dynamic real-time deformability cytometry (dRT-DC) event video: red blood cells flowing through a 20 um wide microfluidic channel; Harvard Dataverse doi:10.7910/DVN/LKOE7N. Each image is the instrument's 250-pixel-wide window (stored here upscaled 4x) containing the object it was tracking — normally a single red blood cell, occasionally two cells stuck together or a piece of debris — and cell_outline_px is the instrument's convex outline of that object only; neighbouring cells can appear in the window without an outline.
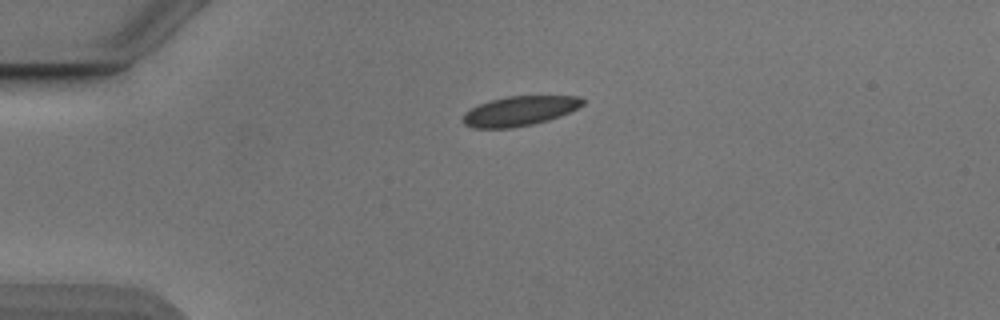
{"species": "Egyptian fruit bat (a non-hibernating species)", "species_latin": "Rousettus aegyptiacus", "temperature_condition": "cold", "stored_images_in_passage": 16, "camera_frame_rate_fps": 3000, "um_per_image_px": 0.085, "animal": {"sex": "male"}, "frame": {"image": 1, "passage_image": 1, "time_ms": 0.0, "image_size_px": [1000, 320], "cell_outline_px": [[584, 104], [560, 116], [548, 120], [532, 124], [512, 128], [472, 128], [464, 124], [460, 120], [464, 112], [488, 100], [504, 96], [580, 96], [584, 100]], "centroid_in_image_um": [44.11, 9.43], "position_along_channel_um": 40.9, "area_um2": 20.81}}
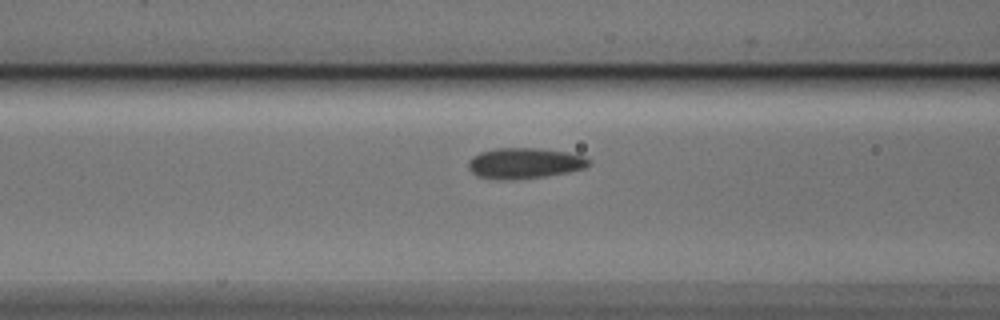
{"frame": {"image": 2, "passage_image": 10, "time_ms": 3.0, "image_size_px": [1000, 320], "cell_outline_px": [[588, 164], [584, 168], [568, 172], [544, 176], [512, 180], [500, 180], [476, 176], [468, 168], [468, 160], [472, 156], [480, 152], [496, 148], [536, 148], [568, 152], [584, 156], [588, 160]], "centroid_in_image_um": [44.52, 13.87], "position_along_channel_um": 122.1, "area_um2": 21.56}}
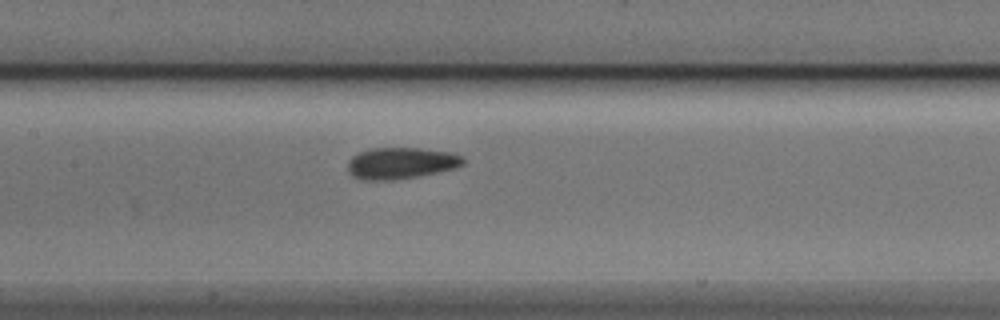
{"frame": {"image": 3, "passage_image": 14, "time_ms": 4.333, "image_size_px": [1000, 320], "cell_outline_px": [[464, 164], [456, 168], [440, 172], [420, 176], [396, 180], [360, 180], [352, 176], [348, 172], [348, 160], [352, 156], [368, 148], [420, 148], [452, 152], [464, 156]], "centroid_in_image_um": [34.09, 13.87], "position_along_channel_um": 173.3, "area_um2": 21.62}}